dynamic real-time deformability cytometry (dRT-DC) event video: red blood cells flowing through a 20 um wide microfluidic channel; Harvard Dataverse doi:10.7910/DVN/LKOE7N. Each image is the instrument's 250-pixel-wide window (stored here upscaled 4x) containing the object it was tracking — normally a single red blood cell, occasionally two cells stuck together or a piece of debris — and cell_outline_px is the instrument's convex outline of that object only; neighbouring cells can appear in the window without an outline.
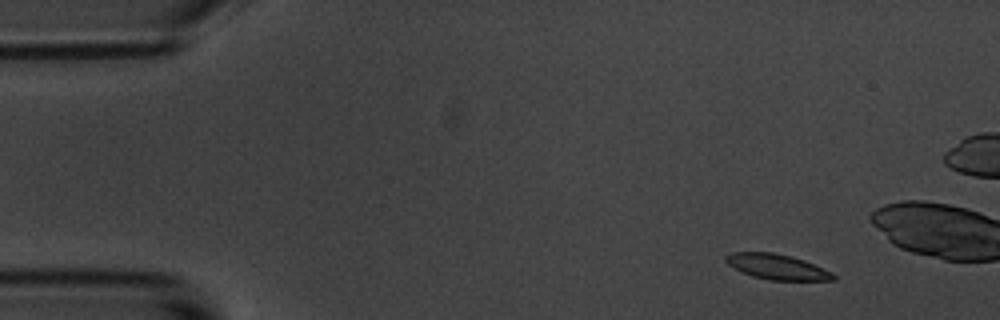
{"species": "common noctule bat (a hibernating species)", "species_latin": "Nyctalus noctula", "temperature_condition": "room temperature", "stored_images_in_passage": 5, "camera_frame_rate_fps": 3000, "um_per_image_px": 0.085, "animal": {"sex": "male", "body_mass_g": 20.1, "forearm_length_mm": 53.5}, "frame": {"image": 1, "passage_image": 1, "time_ms": 0.0, "image_size_px": [1000, 320], "cell_outline_px": [[836, 280], [768, 280], [752, 276], [740, 272], [728, 264], [724, 260], [724, 256], [732, 252], [772, 252], [792, 256], [804, 260], [832, 272], [836, 276]], "centroid_in_image_um": [66.02, 22.67], "position_along_channel_um": 19.0, "area_um2": 15.95}}